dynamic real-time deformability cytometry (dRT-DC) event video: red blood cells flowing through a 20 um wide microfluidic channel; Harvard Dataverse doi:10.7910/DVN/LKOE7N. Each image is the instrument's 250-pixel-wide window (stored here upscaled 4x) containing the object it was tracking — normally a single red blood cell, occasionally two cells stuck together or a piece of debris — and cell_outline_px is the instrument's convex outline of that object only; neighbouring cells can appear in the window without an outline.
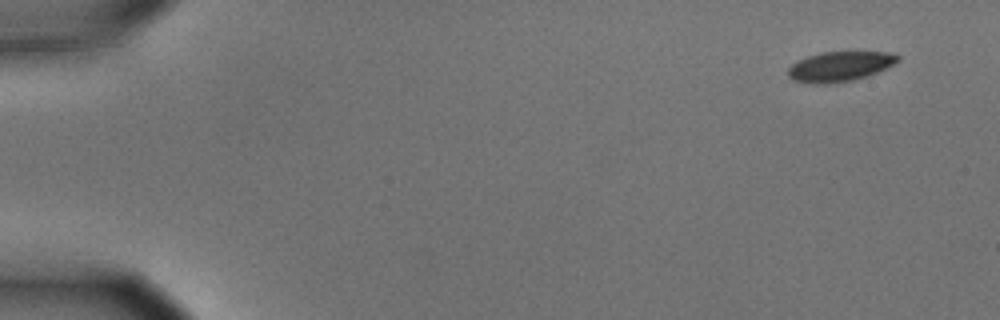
{"species": "common noctule bat (a hibernating species)", "species_latin": "Nyctalus noctula", "temperature_condition": "cold", "stored_images_in_passage": 6, "camera_frame_rate_fps": 3000, "um_per_image_px": 0.085, "animal": {"sex": "male", "body_mass_g": 15.6}, "frame": {"image": 1, "passage_image": 1, "time_ms": 0.0, "image_size_px": [1000, 320], "cell_outline_px": [[900, 60], [888, 68], [852, 80], [828, 84], [812, 84], [792, 80], [788, 76], [788, 68], [796, 60], [820, 52], [888, 52], [900, 56]], "centroid_in_image_um": [71.36, 5.65], "position_along_channel_um": 13.6, "area_um2": 19.19}}
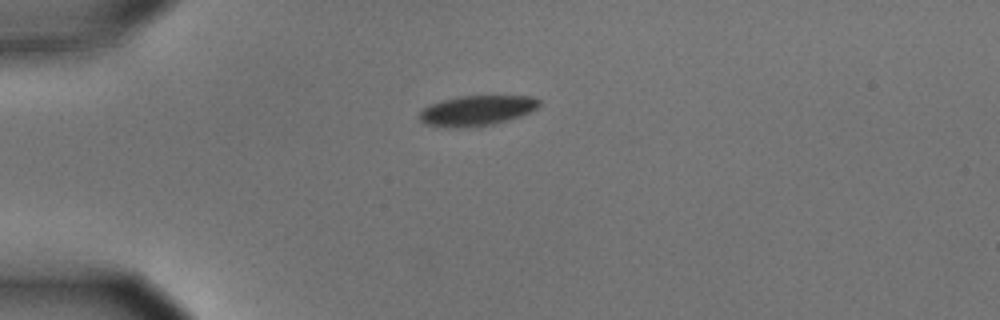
{"frame": {"image": 2, "passage_image": 4, "time_ms": 1.0, "image_size_px": [1000, 320], "cell_outline_px": [[540, 104], [532, 112], [520, 116], [492, 124], [424, 124], [416, 116], [428, 104], [440, 100], [460, 96], [532, 96], [540, 100]], "centroid_in_image_um": [40.57, 9.32], "position_along_channel_um": 44.4, "area_um2": 20.11}}
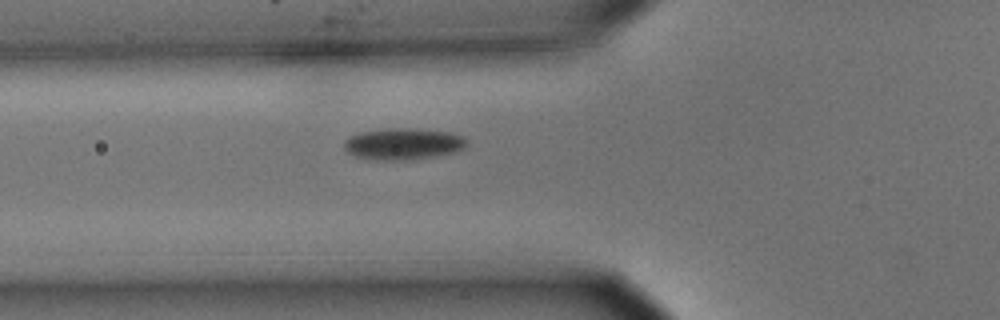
{"frame": {"image": 3, "passage_image": 6, "time_ms": 1.667, "image_size_px": [1000, 320], "cell_outline_px": [[468, 144], [464, 148], [452, 152], [404, 160], [376, 160], [352, 156], [344, 148], [344, 140], [348, 136], [360, 132], [388, 128], [412, 128], [452, 132], [464, 136], [468, 140]], "centroid_in_image_um": [34.24, 12.21], "position_along_channel_um": 91.6, "area_um2": 22.6}}